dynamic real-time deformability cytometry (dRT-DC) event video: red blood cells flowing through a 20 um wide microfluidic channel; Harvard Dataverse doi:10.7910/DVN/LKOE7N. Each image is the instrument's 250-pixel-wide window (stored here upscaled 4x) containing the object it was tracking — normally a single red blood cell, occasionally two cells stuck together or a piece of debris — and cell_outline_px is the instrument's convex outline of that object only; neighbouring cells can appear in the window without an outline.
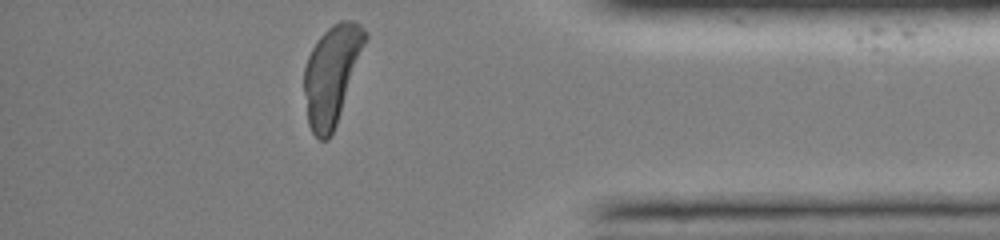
{"species": "common noctule bat (a hibernating species)", "species_latin": "Nyctalus noctula", "temperature_condition": "room temperature", "stored_images_in_passage": 42, "segment_of_instrument_passage": [2, 2], "camera_frame_rate_fps": 3000, "um_per_image_px": 0.085, "animal": {"sex": "female", "body_mass_g": 19.0, "forearm_length_mm": 51.5}, "frame": {"image": 1, "passage_image": 42, "time_ms": 10.667, "image_size_px": [1000, 240], "cell_outline_px": [[920, 24], [912, 44], [884, 52], [872, 52], [860, 48], [852, 40], [856, 32], [872, 24]], "centroid_in_image_um": [75.27, 3.13], "position_along_channel_um": 359.9, "area_um2": 10.46}}